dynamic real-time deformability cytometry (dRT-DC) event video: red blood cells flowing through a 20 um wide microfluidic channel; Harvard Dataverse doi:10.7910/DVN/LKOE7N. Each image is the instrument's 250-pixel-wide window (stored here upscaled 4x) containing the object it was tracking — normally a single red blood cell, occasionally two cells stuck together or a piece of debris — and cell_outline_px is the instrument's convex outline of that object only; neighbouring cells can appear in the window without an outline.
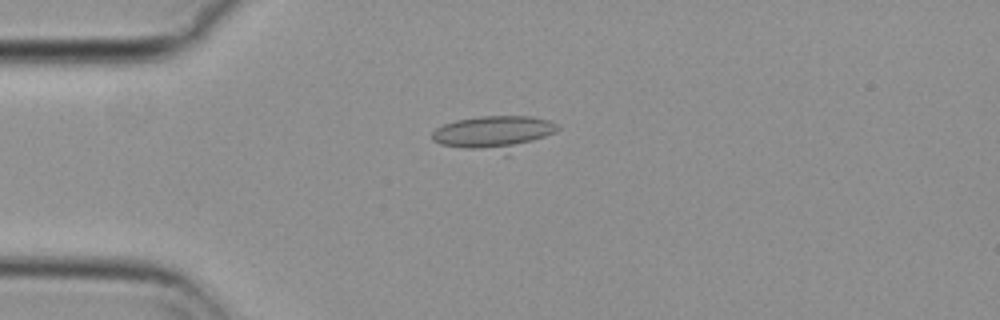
{"species": "common noctule bat (a hibernating species)", "species_latin": "Nyctalus noctula", "temperature_condition": "cold", "stored_images_in_passage": 12, "camera_frame_rate_fps": 3000, "um_per_image_px": 0.085, "animal": {"sex": "female", "body_mass_g": 29.2, "forearm_length_mm": 56.3}, "frame": {"image": 1, "passage_image": 7, "time_ms": 2.0, "image_size_px": [1000, 320], "cell_outline_px": [[560, 128], [556, 132], [508, 156], [504, 156], [440, 144], [432, 140], [432, 132], [436, 128], [444, 124], [456, 120], [480, 116], [532, 116], [548, 120], [556, 124]], "centroid_in_image_um": [42.03, 11.34], "position_along_channel_um": 43.0, "area_um2": 25.78}}